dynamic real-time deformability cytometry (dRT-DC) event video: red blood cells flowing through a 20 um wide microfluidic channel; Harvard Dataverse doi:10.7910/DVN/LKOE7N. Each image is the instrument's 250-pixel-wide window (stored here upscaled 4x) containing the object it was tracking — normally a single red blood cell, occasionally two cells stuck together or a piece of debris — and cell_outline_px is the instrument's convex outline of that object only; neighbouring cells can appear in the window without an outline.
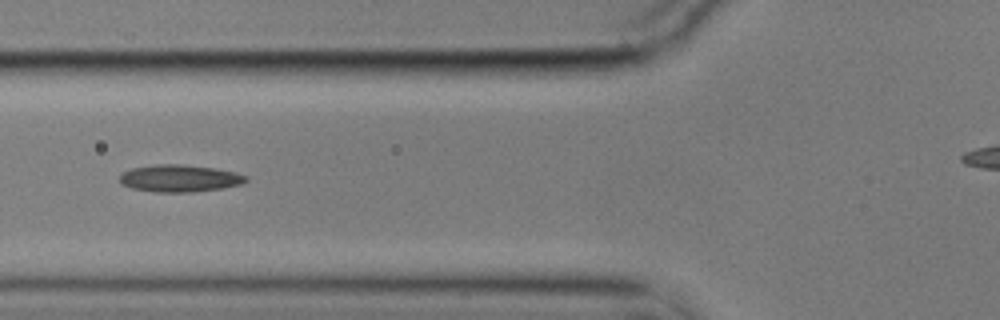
{"species": "common noctule bat (a hibernating species)", "species_latin": "Nyctalus noctula", "temperature_condition": "cold", "stored_images_in_passage": 23, "camera_frame_rate_fps": 3000, "um_per_image_px": 0.085, "animal": {"sex": "male", "body_mass_g": 17.9}, "frame": {"image": 1, "passage_image": 10, "time_ms": 3.0, "image_size_px": [1000, 320], "cell_outline_px": [[248, 180], [240, 184], [224, 188], [192, 192], [156, 192], [132, 188], [120, 184], [120, 176], [124, 172], [132, 168], [156, 164], [180, 164], [216, 168], [236, 172], [248, 176]], "centroid_in_image_um": [15.29, 15.15], "position_along_channel_um": 110.5, "area_um2": 20.06}}